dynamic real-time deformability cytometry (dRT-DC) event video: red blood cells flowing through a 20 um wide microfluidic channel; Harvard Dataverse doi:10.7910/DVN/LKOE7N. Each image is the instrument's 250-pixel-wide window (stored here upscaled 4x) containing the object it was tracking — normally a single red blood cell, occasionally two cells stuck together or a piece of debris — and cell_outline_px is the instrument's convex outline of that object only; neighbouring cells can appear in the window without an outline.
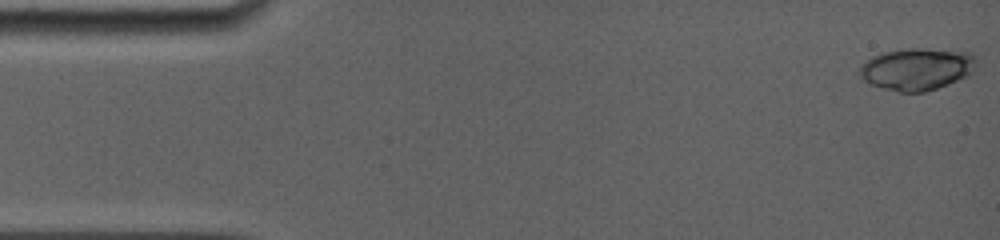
{"species": "common noctule bat (a hibernating species)", "species_latin": "Nyctalus noctula", "temperature_condition": "room temperature", "stored_images_in_passage": 11, "camera_frame_rate_fps": 5000, "um_per_image_px": 0.085, "animal": {"sex": "female", "body_mass_g": 19.0, "forearm_length_mm": 56.7}, "frame": {"image": 1, "passage_image": 1, "time_ms": 0.0, "image_size_px": [1000, 240], "cell_outline_px": [[976, 64], [972, 72], [968, 76], [948, 84], [924, 92], [900, 92], [884, 88], [860, 80], [860, 64], [872, 56], [884, 52], [900, 48], [924, 48], [972, 52], [976, 60]], "centroid_in_image_um": [77.92, 5.85], "position_along_channel_um": 7.1, "area_um2": 28.9}}